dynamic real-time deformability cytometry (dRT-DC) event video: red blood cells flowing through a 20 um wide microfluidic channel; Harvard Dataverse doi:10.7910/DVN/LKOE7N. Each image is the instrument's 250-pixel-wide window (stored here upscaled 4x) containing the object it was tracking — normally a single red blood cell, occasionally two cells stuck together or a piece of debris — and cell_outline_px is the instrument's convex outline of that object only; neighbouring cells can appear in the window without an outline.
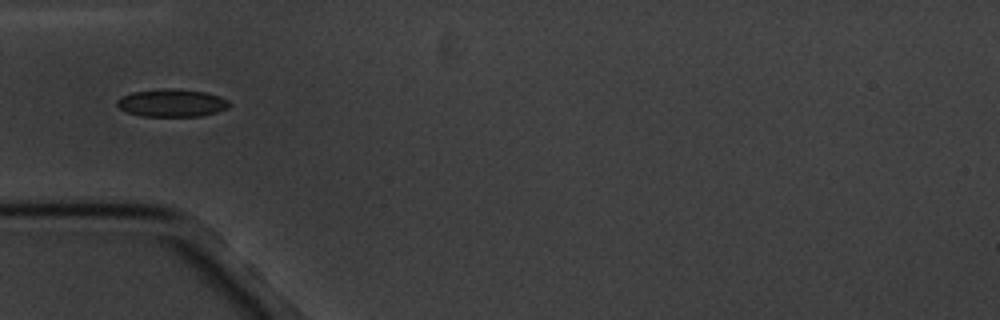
{"species": "common noctule bat (a hibernating species)", "species_latin": "Nyctalus noctula", "temperature_condition": "cold", "stored_images_in_passage": 10, "camera_frame_rate_fps": 3000, "um_per_image_px": 0.085, "animal": {"sex": "male", "body_mass_g": 20.1, "forearm_length_mm": 53.5}, "frame": {"image": 1, "passage_image": 5, "time_ms": 4.667, "image_size_px": [1000, 320], "cell_outline_px": [[232, 104], [228, 108], [216, 112], [200, 116], [140, 116], [128, 112], [120, 108], [116, 104], [116, 100], [120, 96], [132, 92], [160, 88], [176, 88], [208, 92], [220, 96], [228, 100]], "centroid_in_image_um": [14.62, 8.73], "position_along_channel_um": 70.4, "area_um2": 18.44}}
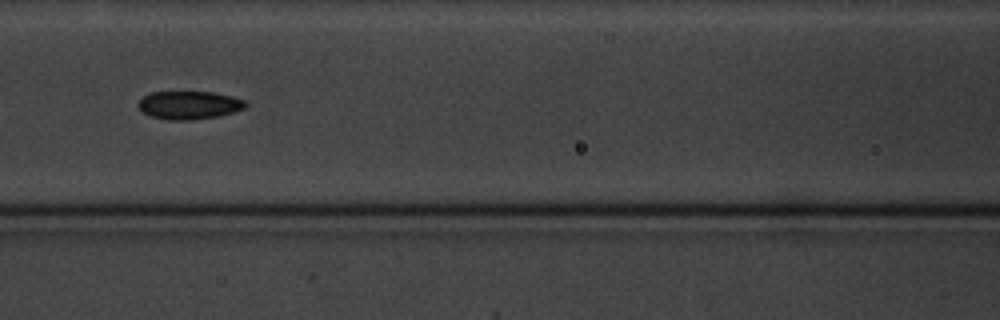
{"frame": {"image": 2, "passage_image": 7, "time_ms": 7.0, "image_size_px": [1000, 320], "cell_outline_px": [[248, 104], [244, 108], [220, 116], [192, 120], [168, 120], [152, 116], [144, 112], [136, 104], [144, 96], [152, 92], [212, 92], [232, 96], [244, 100]], "centroid_in_image_um": [16.09, 8.93], "position_along_channel_um": 150.5, "area_um2": 17.51}}
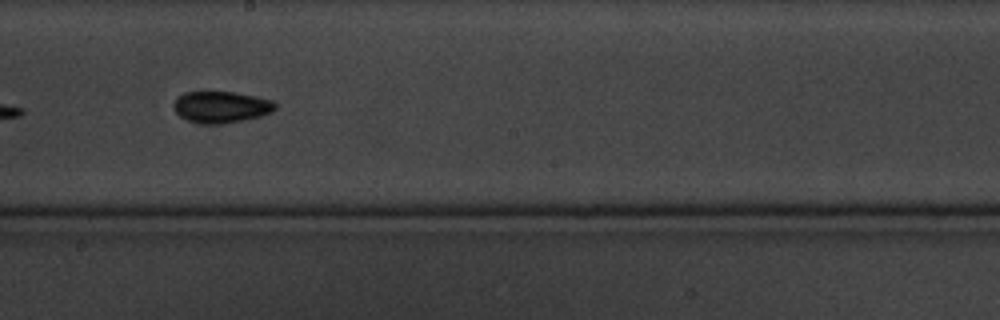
{"frame": {"image": 3, "passage_image": 9, "time_ms": 9.333, "image_size_px": [1000, 320], "cell_outline_px": [[276, 108], [272, 112], [260, 116], [244, 120], [220, 124], [204, 124], [188, 120], [180, 116], [172, 108], [172, 104], [176, 96], [184, 92], [232, 92], [272, 100], [276, 104]], "centroid_in_image_um": [18.75, 9.09], "position_along_channel_um": 229.5, "area_um2": 18.67}}